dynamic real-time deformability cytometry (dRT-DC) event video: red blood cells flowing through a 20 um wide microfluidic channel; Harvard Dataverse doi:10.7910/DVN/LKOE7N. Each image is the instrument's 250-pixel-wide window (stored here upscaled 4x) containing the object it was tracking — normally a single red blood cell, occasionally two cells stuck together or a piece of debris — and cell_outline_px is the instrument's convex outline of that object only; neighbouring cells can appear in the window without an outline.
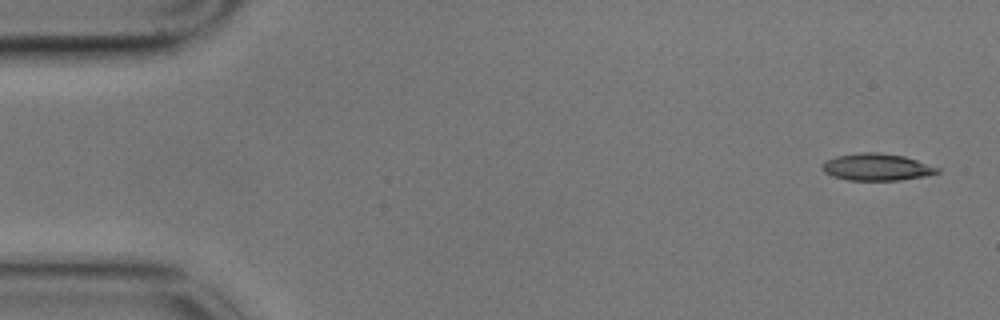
{"species": "common noctule bat (a hibernating species)", "species_latin": "Nyctalus noctula", "temperature_condition": "cold", "stored_images_in_passage": 2, "camera_frame_rate_fps": 3000, "um_per_image_px": 0.085, "animal": {"sex": "male", "body_mass_g": 17.9}, "frame": {"image": 1, "passage_image": 1, "time_ms": 0.0, "image_size_px": [1000, 320], "cell_outline_px": [[940, 172], [928, 176], [900, 180], [848, 180], [832, 176], [824, 172], [820, 168], [824, 160], [836, 156], [864, 152], [876, 152], [904, 156], [940, 168]], "centroid_in_image_um": [74.5, 14.21], "position_along_channel_um": 10.5, "area_um2": 18.21}}